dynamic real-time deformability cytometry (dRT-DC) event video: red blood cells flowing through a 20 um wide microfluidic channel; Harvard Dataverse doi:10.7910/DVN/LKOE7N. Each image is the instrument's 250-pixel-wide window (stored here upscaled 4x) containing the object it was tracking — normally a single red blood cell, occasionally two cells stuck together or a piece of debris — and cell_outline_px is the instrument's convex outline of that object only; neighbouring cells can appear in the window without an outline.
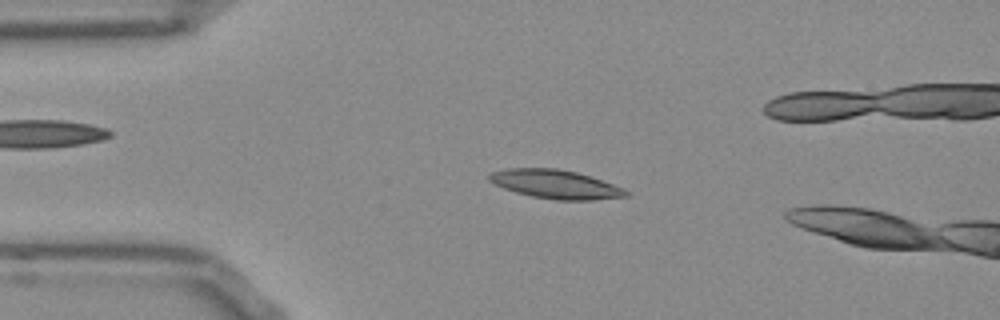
{"species": "Egyptian fruit bat (a non-hibernating species)", "species_latin": "Rousettus aegyptiacus", "temperature_condition": "room temperature", "stored_images_in_passage": 48, "camera_frame_rate_fps": 3000, "um_per_image_px": 0.085, "frame": {"image": 1, "passage_image": 11, "time_ms": 3.333, "image_size_px": [1000, 320], "cell_outline_px": [[628, 196], [592, 200], [556, 200], [532, 196], [516, 192], [504, 188], [488, 180], [488, 176], [492, 172], [508, 168], [556, 168], [576, 172], [624, 188], [628, 192]], "centroid_in_image_um": [47.21, 15.66], "position_along_channel_um": 37.8, "area_um2": 22.6}}
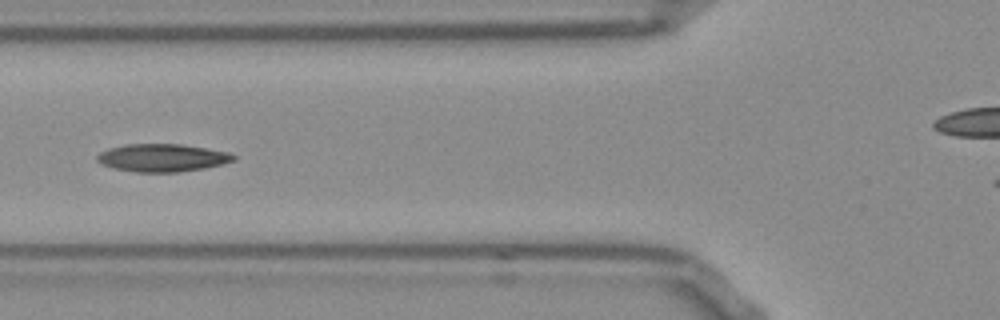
{"frame": {"image": 2, "passage_image": 19, "time_ms": 6.0, "image_size_px": [1000, 320], "cell_outline_px": [[236, 160], [204, 168], [176, 172], [136, 172], [112, 168], [100, 164], [96, 160], [96, 156], [100, 152], [108, 148], [128, 144], [180, 144], [228, 152], [236, 156]], "centroid_in_image_um": [13.74, 13.41], "position_along_channel_um": 112.1, "area_um2": 22.02}}
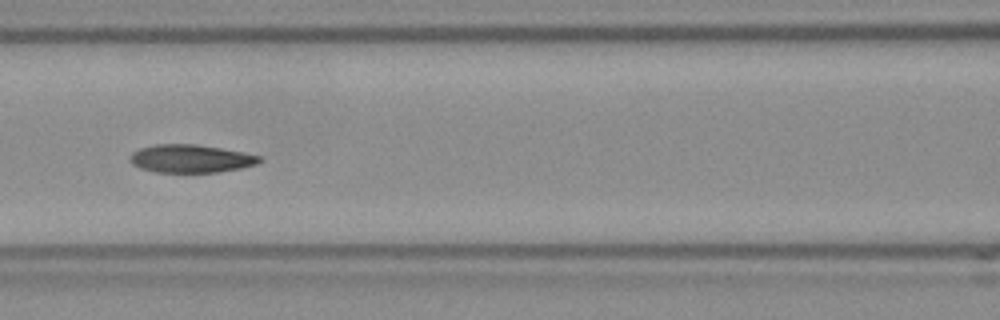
{"frame": {"image": 3, "passage_image": 22, "time_ms": 7.0, "image_size_px": [1000, 320], "cell_outline_px": [[264, 160], [256, 164], [240, 168], [220, 172], [156, 172], [140, 168], [132, 164], [128, 160], [132, 152], [140, 148], [156, 144], [196, 144], [244, 152], [260, 156]], "centroid_in_image_um": [16.2, 13.48], "position_along_channel_um": 150.4, "area_um2": 21.21}, "authors_computed_cell_mechanics": {"area_um2": 21.7039, "velocity_mm_per_s": 3.7975, "shape_relaxation_time_tau1_ms": 4.0869, "shape_relaxation_time_tau2_ms": 5.4076, "deformation_change_tau1": 0.1467, "deformation_change_tau2": 0.1234}}